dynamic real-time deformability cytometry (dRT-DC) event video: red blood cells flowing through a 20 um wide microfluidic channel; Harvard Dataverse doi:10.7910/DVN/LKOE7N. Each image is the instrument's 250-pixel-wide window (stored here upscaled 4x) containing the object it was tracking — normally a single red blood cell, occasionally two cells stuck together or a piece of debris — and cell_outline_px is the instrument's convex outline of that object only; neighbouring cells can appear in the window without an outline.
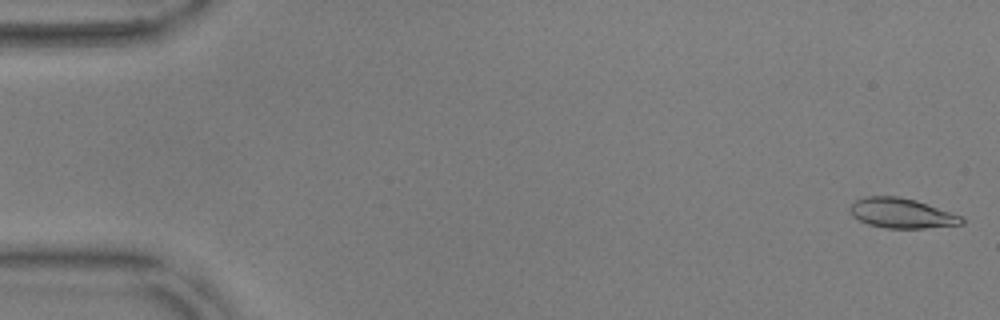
{"species": "common noctule bat (a hibernating species)", "species_latin": "Nyctalus noctula", "temperature_condition": "warm", "stored_images_in_passage": 15, "camera_frame_rate_fps": 3000, "um_per_image_px": 0.085, "animal": {"sex": "male", "body_mass_g": 17.9, "forearm_length_mm": 54.2}, "frame": {"image": 1, "passage_image": 1, "time_ms": 0.0, "image_size_px": [1000, 320], "cell_outline_px": [[964, 224], [924, 228], [888, 228], [868, 224], [852, 216], [848, 208], [856, 200], [864, 196], [900, 196], [916, 200], [960, 216], [964, 220]], "centroid_in_image_um": [76.6, 18.11], "position_along_channel_um": 8.4, "area_um2": 19.31}}